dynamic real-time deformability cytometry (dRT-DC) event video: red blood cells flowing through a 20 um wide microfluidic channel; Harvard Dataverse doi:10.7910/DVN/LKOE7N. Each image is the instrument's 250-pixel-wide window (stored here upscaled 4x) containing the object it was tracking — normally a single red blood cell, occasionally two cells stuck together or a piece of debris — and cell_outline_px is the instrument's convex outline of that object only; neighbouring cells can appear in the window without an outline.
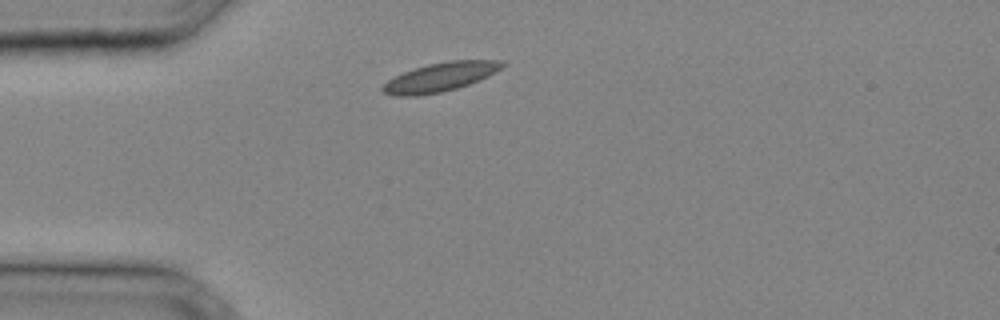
{"species": "common noctule bat (a hibernating species)", "species_latin": "Nyctalus noctula", "temperature_condition": "cold", "stored_images_in_passage": 22, "camera_frame_rate_fps": 3000, "um_per_image_px": 0.085, "animal": {"sex": "male", "body_mass_g": 20.4}, "frame": {"image": 1, "passage_image": 1, "time_ms": 0.0, "image_size_px": [1000, 320], "cell_outline_px": [[508, 64], [496, 72], [480, 80], [456, 88], [440, 92], [416, 96], [396, 96], [384, 92], [380, 88], [388, 80], [404, 72], [428, 64], [448, 60], [504, 60]], "centroid_in_image_um": [37.48, 6.53], "position_along_channel_um": 47.5, "area_um2": 20.11}}
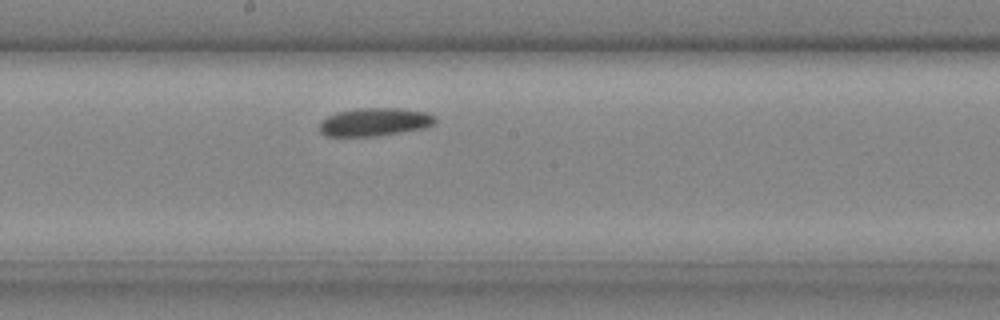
{"frame": {"image": 2, "passage_image": 11, "time_ms": 3.333, "image_size_px": [1000, 320], "cell_outline_px": [[436, 124], [424, 128], [376, 136], [324, 136], [320, 132], [320, 120], [336, 112], [356, 108], [396, 108], [424, 112], [436, 116]], "centroid_in_image_um": [31.82, 10.37], "position_along_channel_um": 216.4, "area_um2": 19.02}}
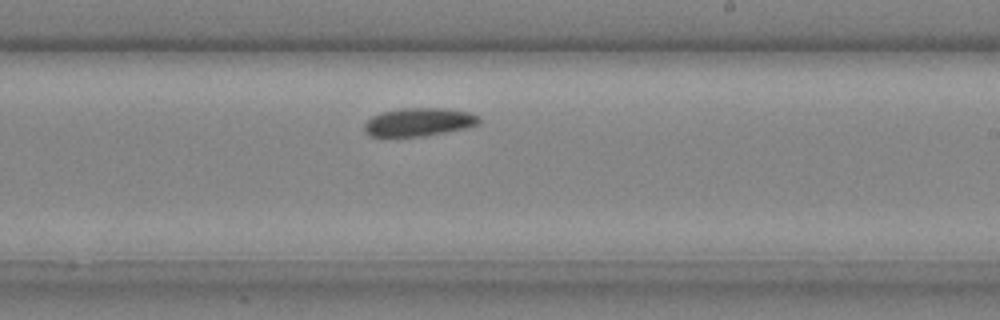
{"frame": {"image": 3, "passage_image": 13, "time_ms": 4.0, "image_size_px": [1000, 320], "cell_outline_px": [[480, 124], [464, 128], [424, 136], [368, 136], [364, 132], [364, 124], [372, 116], [380, 112], [400, 108], [444, 108], [468, 112], [480, 116]], "centroid_in_image_um": [35.58, 10.36], "position_along_channel_um": 253.4, "area_um2": 18.9}}